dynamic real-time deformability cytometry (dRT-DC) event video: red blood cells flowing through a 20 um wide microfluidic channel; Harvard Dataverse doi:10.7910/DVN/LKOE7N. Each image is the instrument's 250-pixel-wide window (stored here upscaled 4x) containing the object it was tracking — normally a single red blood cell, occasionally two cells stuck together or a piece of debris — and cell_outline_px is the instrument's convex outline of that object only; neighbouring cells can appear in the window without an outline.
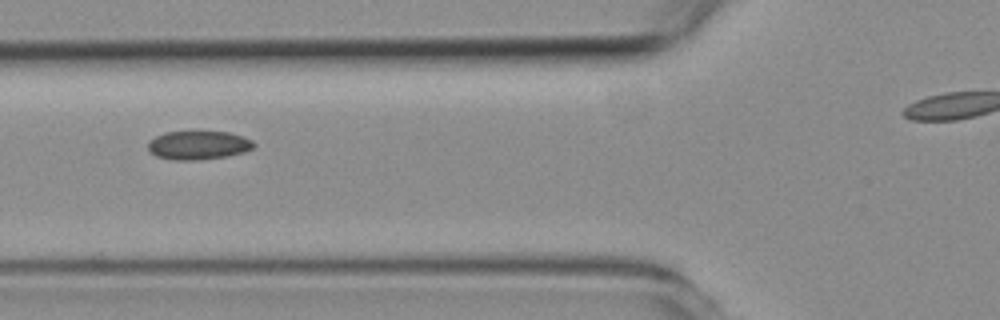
{"species": "common noctule bat (a hibernating species)", "species_latin": "Nyctalus noctula", "temperature_condition": "room temperature", "stored_images_in_passage": 4, "camera_frame_rate_fps": 3000, "um_per_image_px": 0.085, "animal": {"sex": "female", "body_mass_g": 19.3, "forearm_length_mm": 54.1}, "frame": {"image": 1, "passage_image": 2, "time_ms": 1.0, "image_size_px": [1000, 320], "cell_outline_px": [[256, 144], [252, 148], [244, 152], [228, 156], [196, 160], [172, 160], [156, 156], [148, 148], [148, 144], [156, 136], [164, 132], [228, 132], [244, 136], [252, 140]], "centroid_in_image_um": [16.89, 12.34], "position_along_channel_um": 108.9, "area_um2": 17.57}}
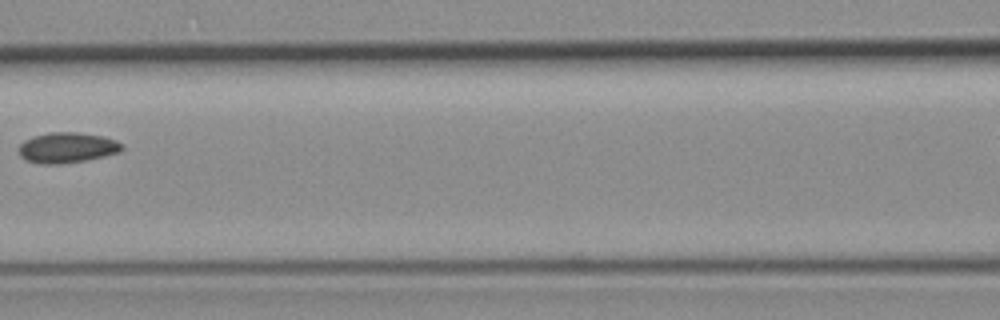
{"frame": {"image": 2, "passage_image": 3, "time_ms": 2.333, "image_size_px": [1000, 320], "cell_outline_px": [[124, 148], [120, 152], [104, 156], [84, 160], [60, 164], [40, 164], [28, 160], [20, 156], [20, 144], [24, 140], [48, 132], [80, 132], [104, 136], [116, 140], [124, 144]], "centroid_in_image_um": [5.75, 12.54], "position_along_channel_um": 160.8, "area_um2": 18.32}}
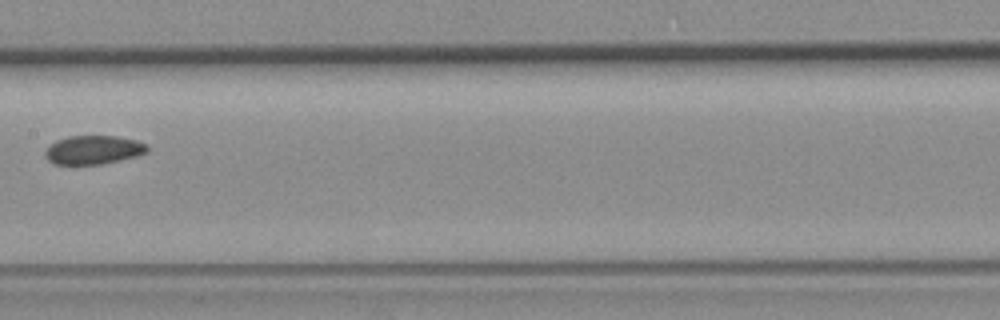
{"frame": {"image": 3, "passage_image": 4, "time_ms": 3.333, "image_size_px": [1000, 320], "cell_outline_px": [[148, 152], [136, 156], [100, 164], [52, 164], [44, 156], [44, 152], [56, 140], [68, 136], [116, 136], [136, 140], [144, 144], [148, 148]], "centroid_in_image_um": [7.91, 12.74], "position_along_channel_um": 199.5, "area_um2": 16.94}}